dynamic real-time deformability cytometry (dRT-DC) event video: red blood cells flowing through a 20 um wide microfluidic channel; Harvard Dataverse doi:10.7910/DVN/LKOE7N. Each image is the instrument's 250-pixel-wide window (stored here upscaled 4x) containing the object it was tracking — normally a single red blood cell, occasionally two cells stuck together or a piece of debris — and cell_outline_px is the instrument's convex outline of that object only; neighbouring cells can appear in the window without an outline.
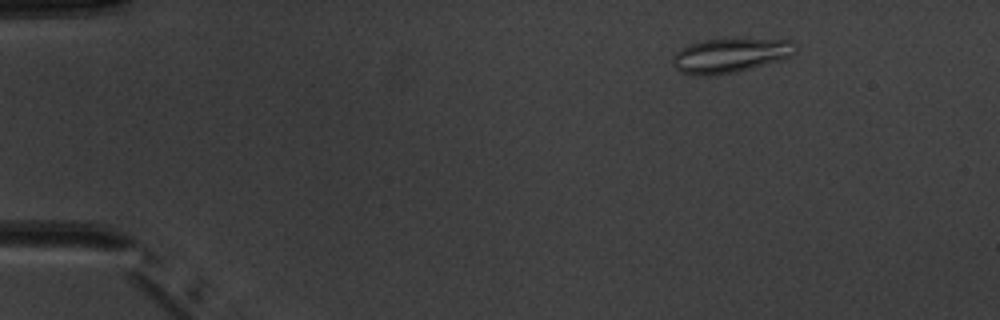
{"species": "common noctule bat (a hibernating species)", "species_latin": "Nyctalus noctula", "temperature_condition": "warm", "stored_images_in_passage": 5, "camera_frame_rate_fps": 3000, "um_per_image_px": 0.085, "animal": {"sex": "male", "body_mass_g": 20.1, "forearm_length_mm": 53.5}, "frame": {"image": 1, "passage_image": 1, "time_ms": 0.0, "image_size_px": [1000, 320], "cell_outline_px": [[796, 52], [792, 56], [748, 68], [732, 72], [708, 76], [700, 76], [680, 72], [672, 64], [672, 60], [676, 52], [680, 48], [704, 40], [792, 40], [796, 44]], "centroid_in_image_um": [62.03, 4.72], "position_along_channel_um": 23.0, "area_um2": 23.87}}
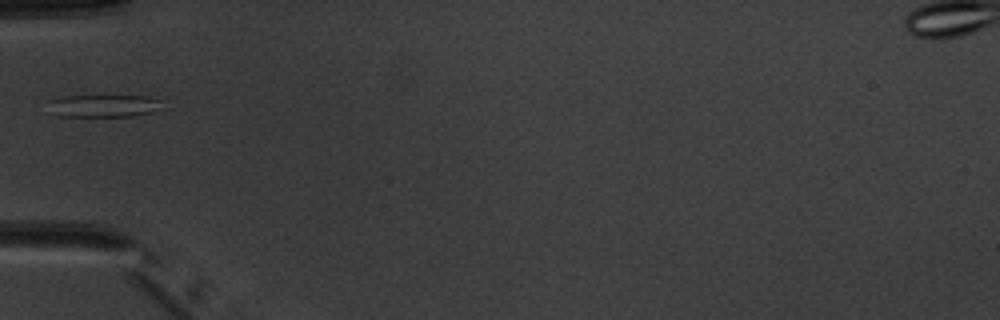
{"frame": {"image": 2, "passage_image": 4, "time_ms": 3.667, "image_size_px": [1000, 320], "cell_outline_px": [[164, 100], [152, 112], [132, 116], [56, 116], [48, 100], [64, 96], [148, 96]], "centroid_in_image_um": [8.83, 8.98], "position_along_channel_um": 76.2, "area_um2": 14.68}}
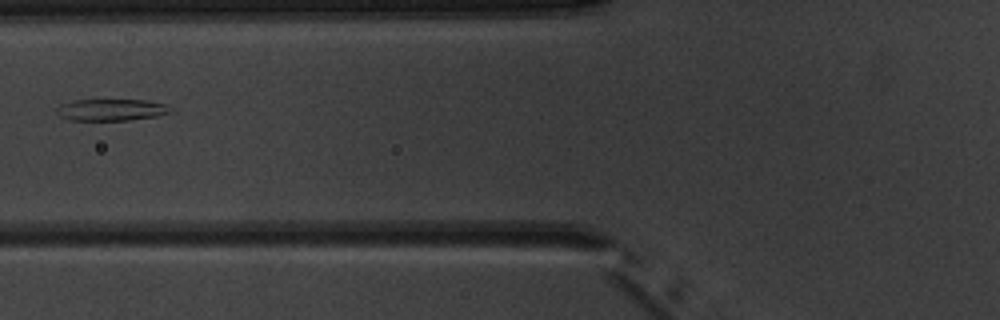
{"frame": {"image": 3, "passage_image": 5, "time_ms": 4.667, "image_size_px": [1000, 320], "cell_outline_px": [[172, 112], [156, 116], [128, 120], [68, 120], [60, 116], [56, 112], [56, 108], [60, 104], [72, 100], [144, 100], [168, 104], [172, 108]], "centroid_in_image_um": [9.45, 9.33], "position_along_channel_um": 116.3, "area_um2": 14.51}}